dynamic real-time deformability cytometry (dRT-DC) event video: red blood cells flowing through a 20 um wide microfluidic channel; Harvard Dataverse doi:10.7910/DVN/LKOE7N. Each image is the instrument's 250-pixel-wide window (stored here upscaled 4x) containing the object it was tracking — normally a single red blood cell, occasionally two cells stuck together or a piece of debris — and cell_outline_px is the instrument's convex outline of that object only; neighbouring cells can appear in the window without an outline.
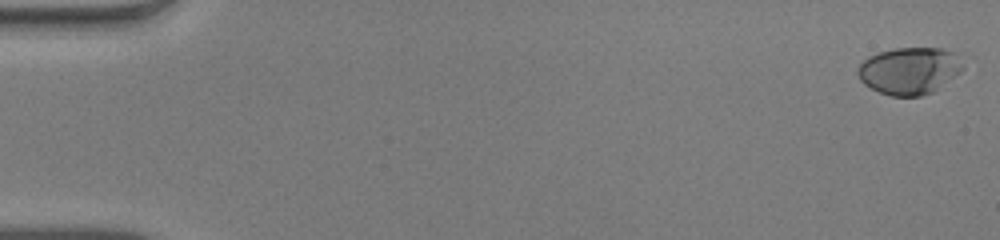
{"species": "human", "species_latin": "Homo sapiens", "temperature_condition": "warm", "stored_images_in_passage": 53, "camera_frame_rate_fps": 3000, "um_per_image_px": 0.085, "donor": {"sex": "male"}, "frame": {"image": 1, "passage_image": 1, "time_ms": 0.0, "image_size_px": [1000, 240], "cell_outline_px": [[964, 68], [960, 72], [932, 92], [920, 96], [892, 96], [880, 92], [864, 84], [860, 80], [856, 72], [856, 68], [868, 56], [876, 52], [892, 48], [940, 48], [952, 52]], "centroid_in_image_um": [77.23, 6.0], "position_along_channel_um": 7.8, "area_um2": 28.61}}
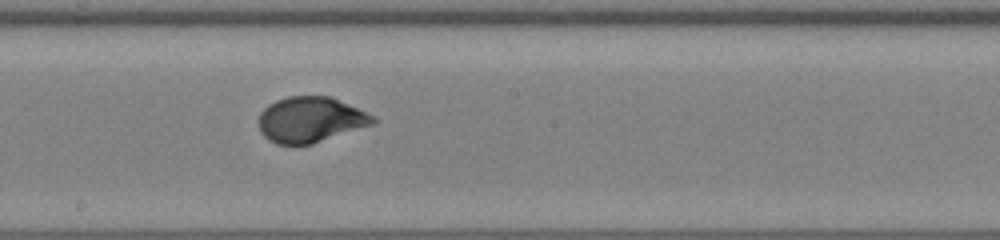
{"frame": {"image": 2, "passage_image": 30, "time_ms": 9.667, "image_size_px": [1000, 240], "cell_outline_px": [[380, 120], [376, 124], [312, 144], [276, 144], [268, 140], [260, 132], [260, 112], [268, 104], [276, 100], [288, 96], [332, 96]], "centroid_in_image_um": [26.4, 10.17], "position_along_channel_um": 221.8, "area_um2": 30.4}}
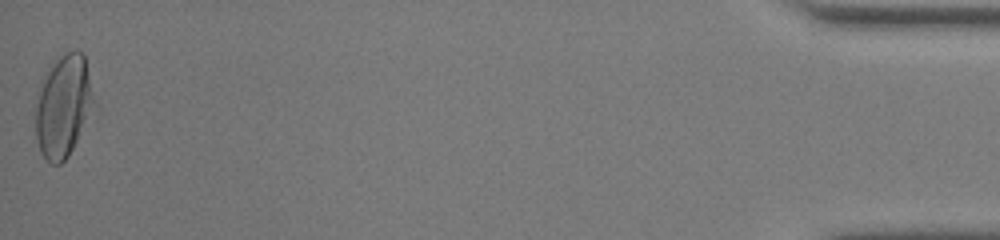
{"frame": {"image": 3, "passage_image": 53, "time_ms": 17.333, "image_size_px": [1000, 240], "cell_outline_px": [[100, 112], [68, 156], [60, 164], [52, 164], [40, 152], [36, 140], [36, 92], [52, 60], [68, 52], [84, 52]], "centroid_in_image_um": [5.49, 9.04], "position_along_channel_um": 429.7, "area_um2": 36.88}, "authors_computed_cell_mechanics": {"area_um2": 29.9982, "velocity_mm_per_s": 3.9516, "shape_relaxation_time_tau1_ms": 4.2899, "shape_relaxation_time_tau2_ms": null, "deformation_change_tau1": 0.2023, "deformation_change_tau2": null}}